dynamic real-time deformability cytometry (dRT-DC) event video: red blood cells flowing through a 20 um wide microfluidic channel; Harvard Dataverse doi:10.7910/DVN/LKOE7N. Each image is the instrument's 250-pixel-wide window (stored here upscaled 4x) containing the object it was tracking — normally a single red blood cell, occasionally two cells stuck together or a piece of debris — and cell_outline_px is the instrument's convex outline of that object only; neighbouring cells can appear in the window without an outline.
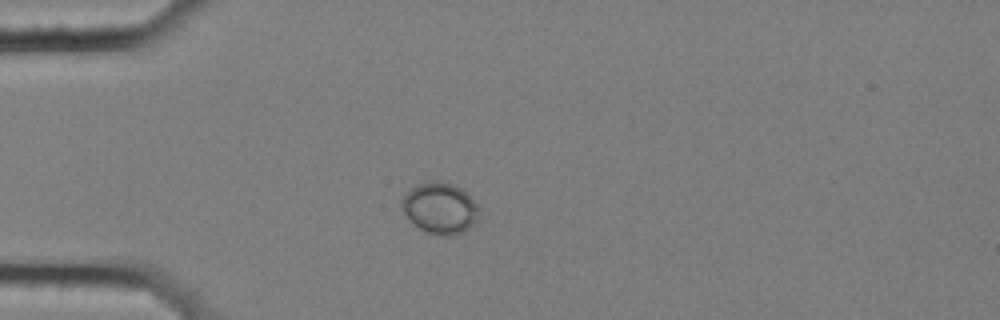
{"species": "common noctule bat (a hibernating species)", "species_latin": "Nyctalus noctula", "temperature_condition": "cold", "stored_images_in_passage": 3, "camera_frame_rate_fps": 3000, "um_per_image_px": 0.085, "animal": {"sex": "female", "body_mass_g": 25.1}, "frame": {"image": 1, "passage_image": 1, "time_ms": 0.0, "image_size_px": [1000, 320], "cell_outline_px": [[480, 208], [476, 220], [464, 232], [452, 236], [440, 236], [424, 232], [404, 212], [400, 204], [400, 200], [416, 184], [448, 184], [460, 188]], "centroid_in_image_um": [37.4, 17.76], "position_along_channel_um": 47.6, "area_um2": 22.2}}
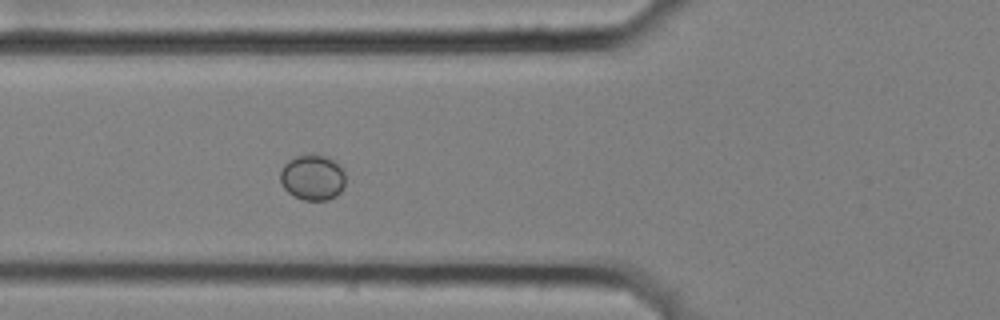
{"frame": {"image": 2, "passage_image": 3, "time_ms": 0.667, "image_size_px": [1000, 320], "cell_outline_px": [[344, 188], [336, 196], [328, 200], [304, 200], [292, 196], [284, 188], [280, 180], [280, 172], [284, 164], [288, 160], [296, 156], [312, 152], [328, 156], [340, 164], [344, 172]], "centroid_in_image_um": [26.57, 15.05], "position_along_channel_um": 99.2, "area_um2": 17.8}}